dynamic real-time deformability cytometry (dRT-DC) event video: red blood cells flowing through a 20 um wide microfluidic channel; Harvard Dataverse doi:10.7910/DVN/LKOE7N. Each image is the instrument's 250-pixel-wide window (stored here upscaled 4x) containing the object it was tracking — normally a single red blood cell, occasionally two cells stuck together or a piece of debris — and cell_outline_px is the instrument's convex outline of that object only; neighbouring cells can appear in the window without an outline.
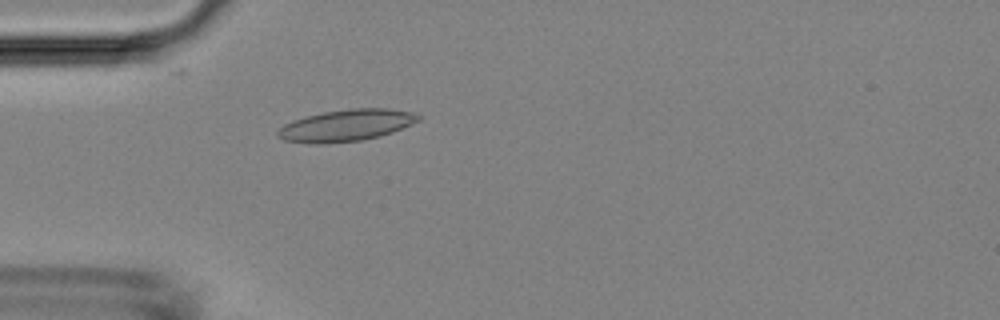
{"species": "Egyptian fruit bat (a non-hibernating species)", "species_latin": "Rousettus aegyptiacus", "temperature_condition": "room temperature", "stored_images_in_passage": 4, "camera_frame_rate_fps": 3000, "um_per_image_px": 0.085, "animal": {"sex": "female"}, "frame": {"image": 1, "passage_image": 4, "time_ms": 4.333, "image_size_px": [1000, 320], "cell_outline_px": [[420, 120], [412, 124], [392, 132], [380, 136], [360, 140], [328, 144], [308, 144], [284, 140], [276, 136], [276, 132], [284, 124], [292, 120], [304, 116], [324, 112], [352, 108], [388, 108], [412, 112], [420, 116]], "centroid_in_image_um": [29.39, 10.66], "position_along_channel_um": 55.6, "area_um2": 26.18}}